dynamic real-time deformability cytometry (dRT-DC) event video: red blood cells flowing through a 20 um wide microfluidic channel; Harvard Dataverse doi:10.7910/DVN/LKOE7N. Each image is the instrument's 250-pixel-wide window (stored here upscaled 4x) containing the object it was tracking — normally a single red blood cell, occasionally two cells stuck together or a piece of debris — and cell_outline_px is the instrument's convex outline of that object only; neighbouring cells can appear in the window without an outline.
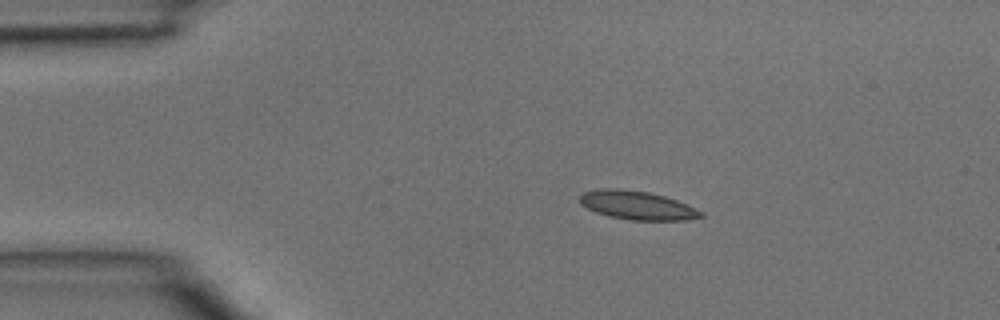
{"species": "common noctule bat (a hibernating species)", "species_latin": "Nyctalus noctula", "temperature_condition": "room temperature", "stored_images_in_passage": 2, "camera_frame_rate_fps": 3000, "um_per_image_px": 0.085, "animal": {"sex": "male", "body_mass_g": 15.6}, "frame": {"image": 1, "passage_image": 1, "time_ms": 0.0, "image_size_px": [1000, 320], "cell_outline_px": [[704, 216], [684, 220], [632, 220], [608, 216], [596, 212], [580, 204], [580, 196], [584, 192], [600, 188], [620, 188], [648, 192], [664, 196], [676, 200], [696, 208], [704, 212]], "centroid_in_image_um": [54.16, 17.44], "position_along_channel_um": 30.8, "area_um2": 20.17}}
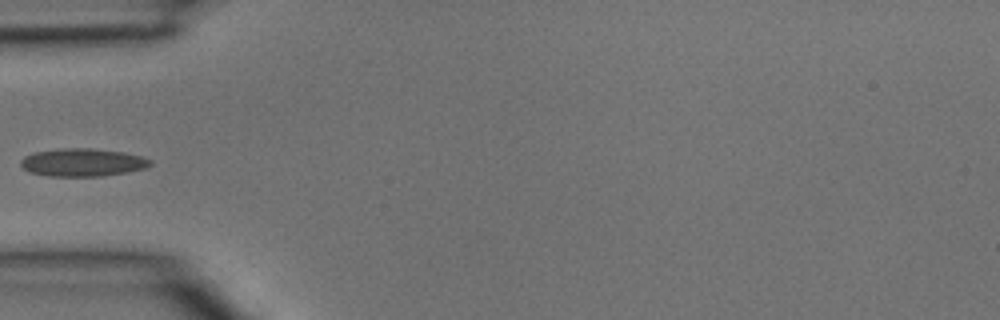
{"frame": {"image": 2, "passage_image": 2, "time_ms": 0.333, "image_size_px": [1000, 320], "cell_outline_px": [[152, 164], [144, 168], [124, 172], [100, 176], [48, 176], [28, 172], [20, 164], [20, 160], [24, 156], [32, 152], [60, 148], [92, 148], [124, 152], [140, 156], [152, 160]], "centroid_in_image_um": [6.96, 13.79], "position_along_channel_um": 78.0, "area_um2": 21.1}}